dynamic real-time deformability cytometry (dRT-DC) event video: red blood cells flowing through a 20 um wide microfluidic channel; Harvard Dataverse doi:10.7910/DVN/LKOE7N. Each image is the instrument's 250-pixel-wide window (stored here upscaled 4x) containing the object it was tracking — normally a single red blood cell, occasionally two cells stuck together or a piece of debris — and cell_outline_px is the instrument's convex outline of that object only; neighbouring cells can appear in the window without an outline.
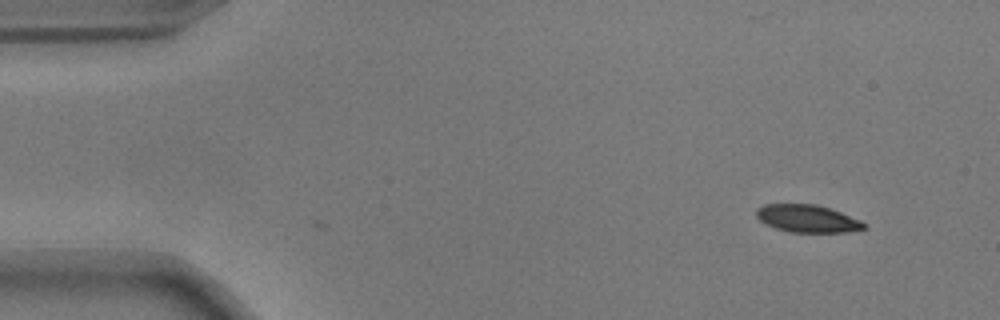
{"species": "common noctule bat (a hibernating species)", "species_latin": "Nyctalus noctula", "temperature_condition": "warm", "stored_images_in_passage": 12, "camera_frame_rate_fps": 3000, "um_per_image_px": 0.085, "animal": {"sex": "male", "body_mass_g": 17.9}, "frame": {"image": 1, "passage_image": 1, "time_ms": 0.0, "image_size_px": [1000, 320], "cell_outline_px": [[868, 228], [848, 232], [792, 232], [776, 228], [764, 224], [756, 216], [756, 208], [764, 204], [816, 204], [840, 212], [860, 220]], "centroid_in_image_um": [68.6, 18.58], "position_along_channel_um": 16.4, "area_um2": 17.22}}
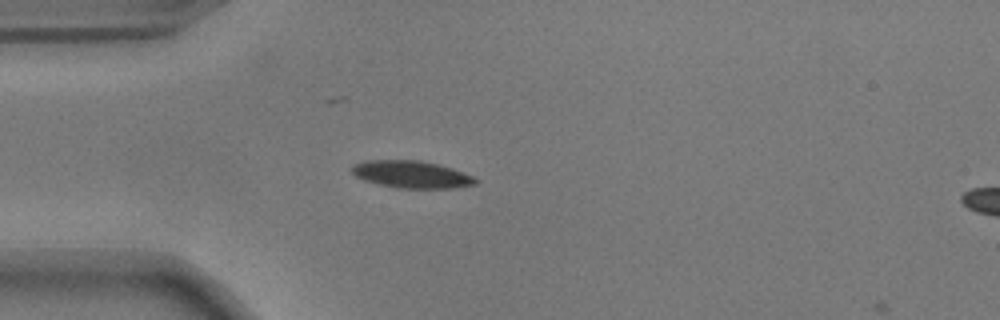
{"frame": {"image": 2, "passage_image": 11, "time_ms": 3.333, "image_size_px": [1000, 320], "cell_outline_px": [[480, 180], [476, 184], [456, 188], [396, 188], [364, 180], [356, 176], [352, 172], [352, 164], [364, 160], [420, 160], [440, 164], [452, 168], [472, 176]], "centroid_in_image_um": [34.99, 14.82], "position_along_channel_um": 50.0, "area_um2": 19.77}}